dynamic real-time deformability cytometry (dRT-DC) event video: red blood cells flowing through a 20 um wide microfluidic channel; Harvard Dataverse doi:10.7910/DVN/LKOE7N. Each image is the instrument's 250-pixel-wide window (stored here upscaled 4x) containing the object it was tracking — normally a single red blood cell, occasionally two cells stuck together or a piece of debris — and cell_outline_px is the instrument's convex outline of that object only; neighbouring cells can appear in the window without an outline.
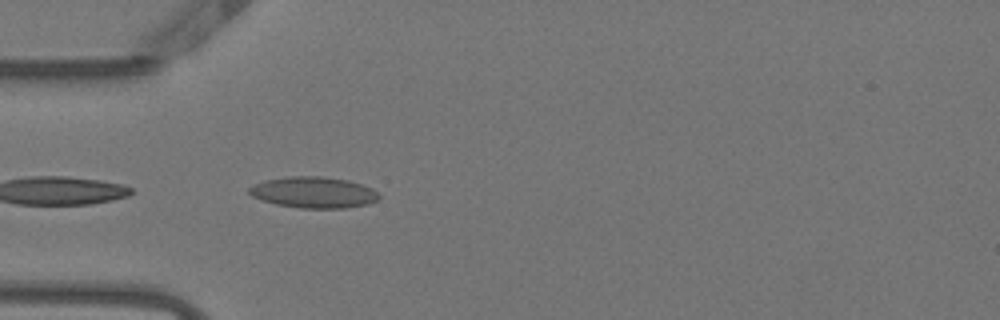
{"species": "Egyptian fruit bat (a non-hibernating species)", "species_latin": "Rousettus aegyptiacus", "temperature_condition": "warm", "stored_images_in_passage": 29, "camera_frame_rate_fps": 3000, "um_per_image_px": 0.085, "animal": {"sex": "female"}, "frame": {"image": 1, "passage_image": 1, "time_ms": 0.0, "image_size_px": [1000, 320], "cell_outline_px": [[380, 196], [376, 200], [368, 204], [344, 208], [300, 208], [276, 204], [252, 196], [248, 192], [248, 188], [264, 180], [288, 176], [320, 176], [348, 180], [372, 188]], "centroid_in_image_um": [26.65, 16.35], "position_along_channel_um": 58.4, "area_um2": 23.41}}
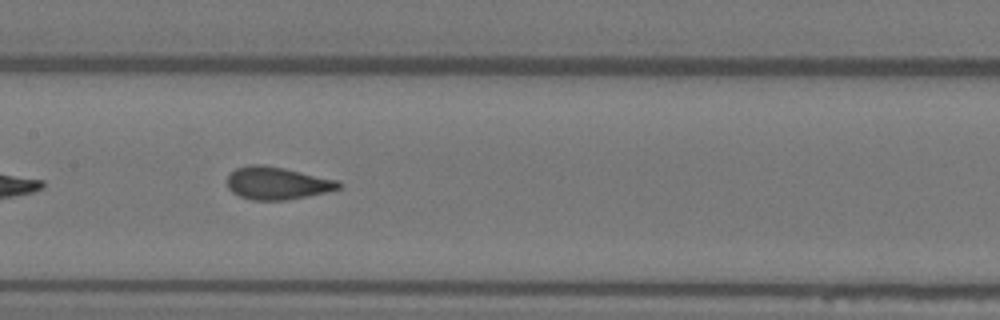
{"frame": {"image": 2, "passage_image": 11, "time_ms": 3.333, "image_size_px": [1000, 320], "cell_outline_px": [[344, 184], [340, 188], [308, 196], [288, 200], [252, 200], [240, 196], [232, 192], [228, 188], [228, 176], [236, 168], [248, 164], [260, 164], [284, 168], [340, 180]], "centroid_in_image_um": [23.58, 15.56], "position_along_channel_um": 183.8, "area_um2": 21.27}}
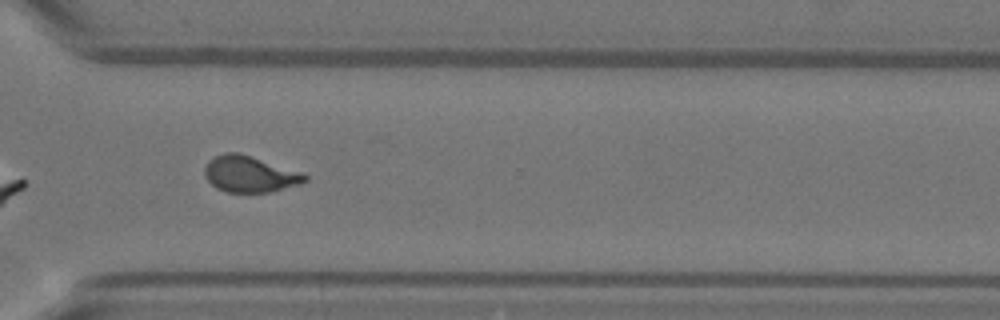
{"frame": {"image": 3, "passage_image": 24, "time_ms": 7.667, "image_size_px": [1000, 320], "cell_outline_px": [[308, 180], [300, 184], [272, 192], [228, 192], [216, 188], [204, 176], [204, 168], [208, 160], [224, 152], [236, 152], [304, 172], [308, 176]], "centroid_in_image_um": [21.25, 14.8], "position_along_channel_um": 349.4, "area_um2": 21.27}, "authors_computed_cell_mechanics": {"area_um2": 21.2704, "velocity_mm_per_s": 3.8425, "shape_relaxation_time_tau1_ms": 5.6903, "shape_relaxation_time_tau2_ms": 0.5832, "deformation_change_tau1": 0.1705, "deformation_change_tau2": 0.0565}}